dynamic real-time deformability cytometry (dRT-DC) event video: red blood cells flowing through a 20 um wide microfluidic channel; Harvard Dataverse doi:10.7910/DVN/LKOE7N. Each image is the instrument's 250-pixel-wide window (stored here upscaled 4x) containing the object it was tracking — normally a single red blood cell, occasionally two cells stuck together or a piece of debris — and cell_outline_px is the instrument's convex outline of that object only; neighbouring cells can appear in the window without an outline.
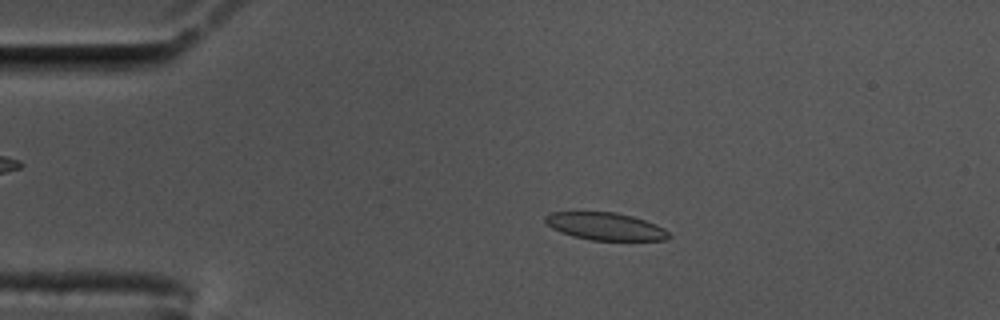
{"species": "common noctule bat (a hibernating species)", "species_latin": "Nyctalus noctula", "temperature_condition": "cold", "stored_images_in_passage": 57, "camera_frame_rate_fps": 3000, "um_per_image_px": 0.085, "animal": {"sex": "male", "body_mass_g": 17.5, "forearm_length_mm": 52.3}, "frame": {"image": 1, "passage_image": 11, "time_ms": 3.333, "image_size_px": [1000, 320], "cell_outline_px": [[672, 236], [668, 240], [592, 240], [572, 236], [560, 232], [552, 228], [544, 220], [544, 216], [552, 212], [616, 212], [632, 216], [644, 220], [664, 228]], "centroid_in_image_um": [51.46, 19.24], "position_along_channel_um": 33.5, "area_um2": 19.77}}
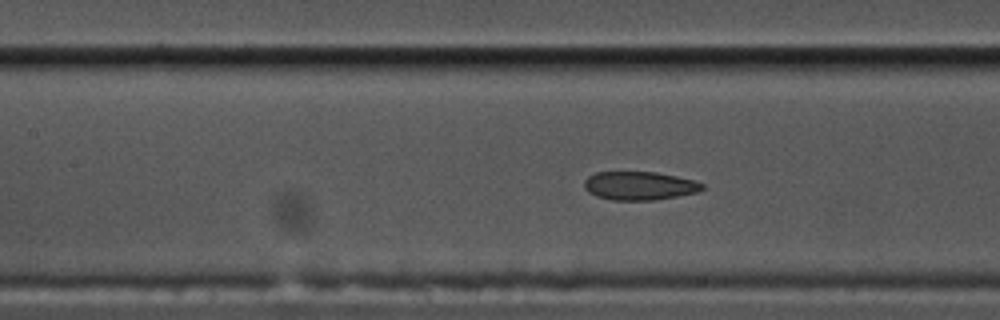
{"frame": {"image": 2, "passage_image": 25, "time_ms": 8.0, "image_size_px": [1000, 320], "cell_outline_px": [[704, 188], [696, 192], [656, 200], [612, 200], [596, 196], [588, 192], [584, 188], [584, 180], [588, 176], [596, 172], [656, 172], [676, 176], [692, 180], [704, 184]], "centroid_in_image_um": [54.31, 15.79], "position_along_channel_um": 153.1, "area_um2": 19.54}}
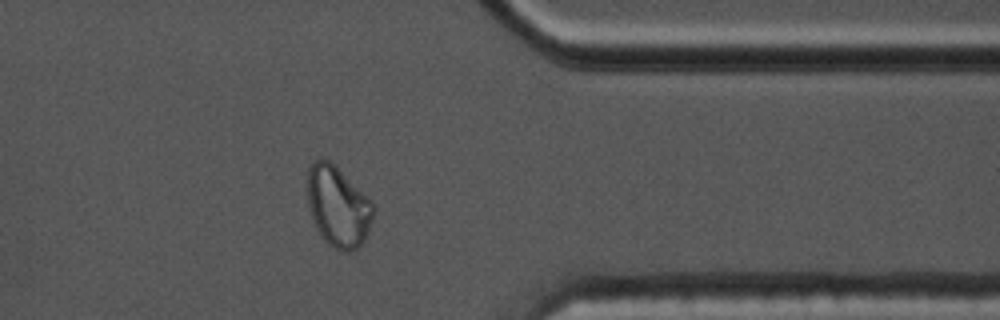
{"frame": {"image": 3, "passage_image": 46, "time_ms": 15.0, "image_size_px": [1000, 320], "cell_outline_px": [[376, 208], [364, 240], [356, 248], [348, 252], [344, 252], [328, 244], [324, 240], [316, 228], [312, 220], [308, 208], [308, 168], [316, 160], [328, 160], [372, 200]], "centroid_in_image_um": [28.73, 17.58], "position_along_channel_um": 382.7, "area_um2": 30.63}, "authors_computed_cell_mechanics": {"area_um2": 20.6924, "velocity_mm_per_s": 3.4433, "shape_relaxation_time_tau1_ms": null, "shape_relaxation_time_tau2_ms": 1.3213, "deformation_change_tau1": null, "deformation_change_tau2": 0.0732}}